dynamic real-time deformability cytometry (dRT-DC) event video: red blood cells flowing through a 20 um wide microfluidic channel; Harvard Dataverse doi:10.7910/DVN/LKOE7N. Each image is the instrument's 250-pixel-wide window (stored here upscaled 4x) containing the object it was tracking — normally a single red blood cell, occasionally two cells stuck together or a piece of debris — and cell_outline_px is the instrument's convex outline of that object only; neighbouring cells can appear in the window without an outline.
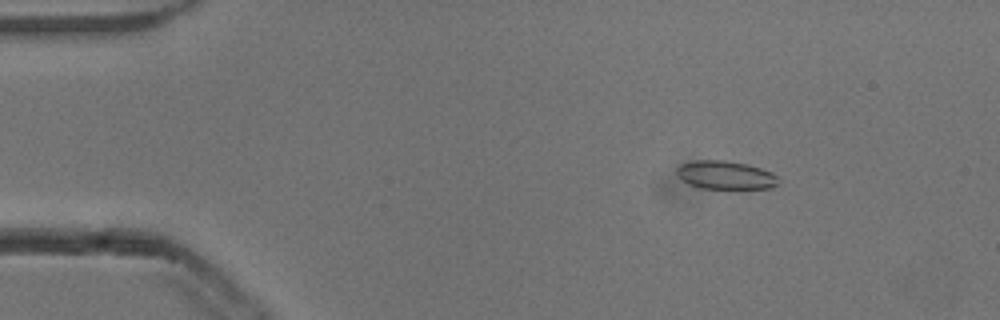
{"species": "common noctule bat (a hibernating species)", "species_latin": "Nyctalus noctula", "temperature_condition": "cold", "stored_images_in_passage": 53, "camera_frame_rate_fps": 3000, "um_per_image_px": 0.085, "animal": {"sex": "male", "body_mass_g": 13.3}, "frame": {"image": 1, "passage_image": 7, "time_ms": 2.0, "image_size_px": [1000, 320], "cell_outline_px": [[776, 184], [772, 188], [740, 192], [700, 188], [688, 184], [680, 180], [676, 176], [676, 168], [680, 164], [696, 160], [724, 160], [748, 164], [772, 172], [776, 176]], "centroid_in_image_um": [61.65, 14.94], "position_along_channel_um": 23.4, "area_um2": 17.86}}
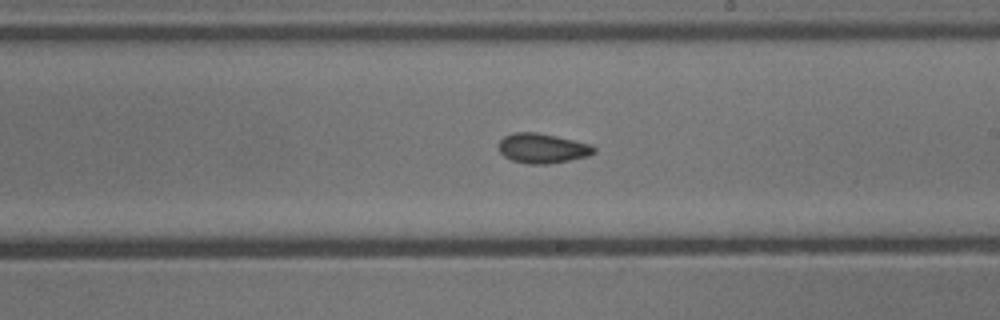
{"frame": {"image": 2, "passage_image": 30, "time_ms": 9.667, "image_size_px": [1000, 320], "cell_outline_px": [[596, 152], [588, 156], [548, 164], [528, 164], [512, 160], [504, 156], [500, 152], [500, 140], [504, 136], [512, 132], [536, 132], [556, 136], [592, 144], [596, 148]], "centroid_in_image_um": [46.12, 12.6], "position_along_channel_um": 242.9, "area_um2": 16.53}}
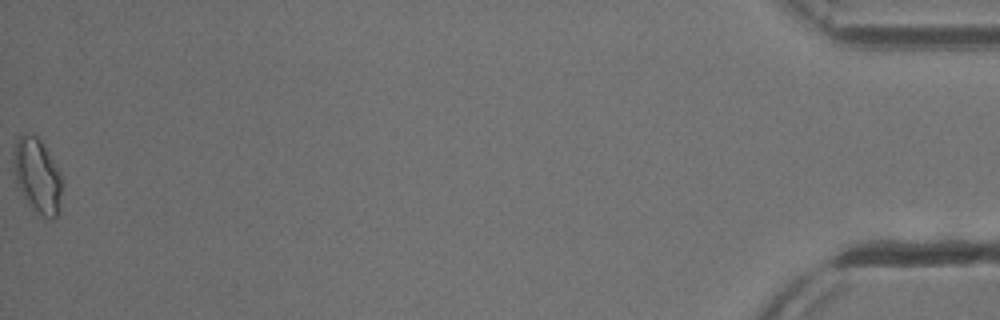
{"frame": {"image": 3, "passage_image": 53, "time_ms": 17.333, "image_size_px": [1000, 320], "cell_outline_px": [[64, 184], [60, 208], [56, 216], [52, 220], [44, 220], [28, 204], [16, 180], [12, 160], [16, 140], [20, 136], [36, 136], [40, 140], [48, 152], [60, 172]], "centroid_in_image_um": [3.22, 15.02], "position_along_channel_um": 432.0, "area_um2": 21.21}, "authors_computed_cell_mechanics": {"area_um2": 16.4152, "velocity_mm_per_s": 3.8417, "shape_relaxation_time_tau1_ms": null, "shape_relaxation_time_tau2_ms": 3.4698, "deformation_change_tau1": null, "deformation_change_tau2": 0.0813}}